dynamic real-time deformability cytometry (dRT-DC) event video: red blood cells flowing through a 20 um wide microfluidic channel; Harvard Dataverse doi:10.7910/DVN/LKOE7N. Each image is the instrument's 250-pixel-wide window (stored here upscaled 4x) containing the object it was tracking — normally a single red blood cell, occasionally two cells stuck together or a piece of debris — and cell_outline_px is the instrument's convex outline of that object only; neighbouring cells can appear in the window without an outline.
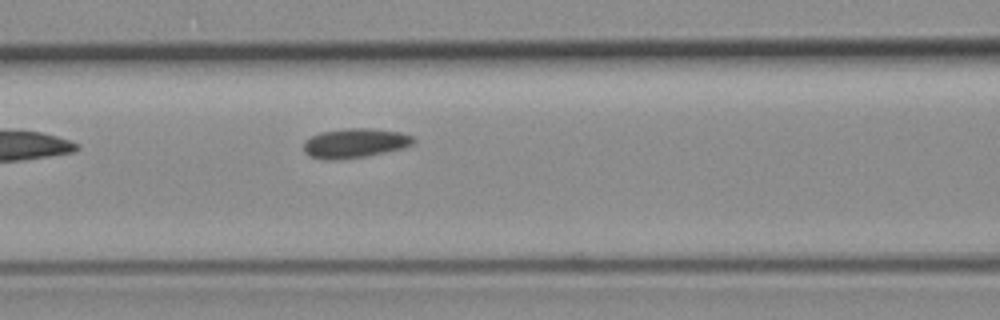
{"species": "common noctule bat (a hibernating species)", "species_latin": "Nyctalus noctula", "temperature_condition": "room temperature", "stored_images_in_passage": 7, "segment_of_instrument_passage": [1, 2], "camera_frame_rate_fps": 3000, "um_per_image_px": 0.085, "animal": {"sex": "female", "body_mass_g": 19.3, "forearm_length_mm": 54.1}, "frame": {"image": 1, "passage_image": 6, "time_ms": 1.667, "image_size_px": [1000, 320], "cell_outline_px": [[416, 140], [412, 144], [400, 148], [368, 156], [336, 160], [324, 160], [308, 156], [304, 152], [304, 140], [320, 132], [348, 128], [368, 128], [400, 132], [412, 136]], "centroid_in_image_um": [30.11, 12.17], "position_along_channel_um": 136.5, "area_um2": 18.84}}